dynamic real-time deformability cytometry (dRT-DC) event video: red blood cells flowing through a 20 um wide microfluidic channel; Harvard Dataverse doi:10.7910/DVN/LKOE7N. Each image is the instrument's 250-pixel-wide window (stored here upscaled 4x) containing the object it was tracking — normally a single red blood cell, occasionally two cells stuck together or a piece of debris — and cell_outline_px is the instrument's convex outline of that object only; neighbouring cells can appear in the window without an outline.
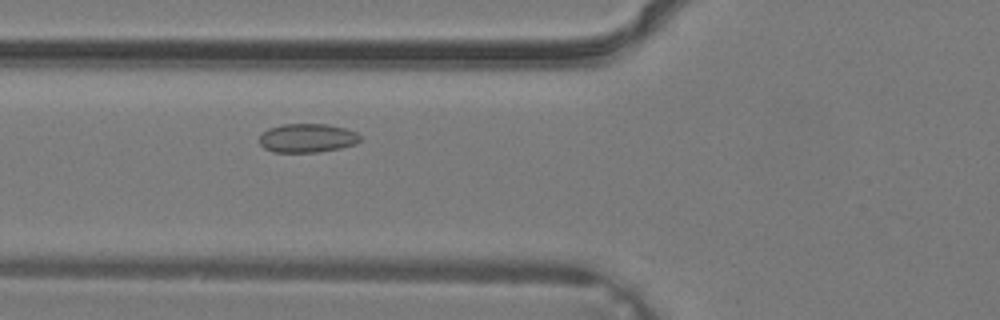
{"species": "common noctule bat (a hibernating species)", "species_latin": "Nyctalus noctula", "temperature_condition": "warm", "stored_images_in_passage": 29, "camera_frame_rate_fps": 3000, "um_per_image_px": 0.085, "animal": {"sex": "male", "body_mass_g": 19.2, "forearm_length_mm": 51.8}, "frame": {"image": 1, "passage_image": 5, "time_ms": 1.333, "image_size_px": [1000, 320], "cell_outline_px": [[360, 140], [356, 144], [340, 148], [320, 152], [272, 152], [264, 148], [260, 144], [260, 136], [268, 128], [280, 124], [328, 124], [344, 128], [356, 132], [360, 136]], "centroid_in_image_um": [26.11, 11.73], "position_along_channel_um": 99.7, "area_um2": 16.99}}
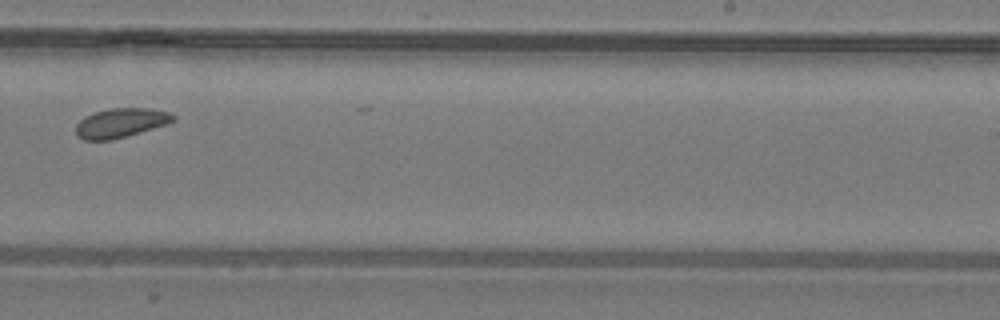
{"frame": {"image": 2, "passage_image": 15, "time_ms": 4.667, "image_size_px": [1000, 320], "cell_outline_px": [[176, 120], [140, 132], [112, 140], [84, 140], [76, 136], [76, 124], [84, 116], [92, 112], [112, 108], [148, 108], [168, 112], [176, 116]], "centroid_in_image_um": [10.21, 10.44], "position_along_channel_um": 278.8, "area_um2": 16.59}}
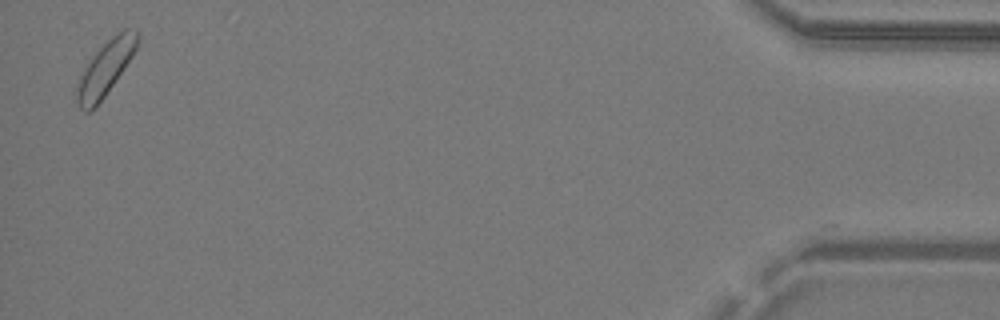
{"frame": {"image": 3, "passage_image": 28, "time_ms": 9.0, "image_size_px": [1000, 320], "cell_outline_px": [[140, 40], [132, 56], [104, 96], [88, 112], [84, 112], [80, 108], [76, 100], [76, 88], [84, 68], [88, 60], [112, 36], [124, 28], [136, 28], [140, 32]], "centroid_in_image_um": [8.99, 5.74], "position_along_channel_um": 426.2, "area_um2": 18.84}}